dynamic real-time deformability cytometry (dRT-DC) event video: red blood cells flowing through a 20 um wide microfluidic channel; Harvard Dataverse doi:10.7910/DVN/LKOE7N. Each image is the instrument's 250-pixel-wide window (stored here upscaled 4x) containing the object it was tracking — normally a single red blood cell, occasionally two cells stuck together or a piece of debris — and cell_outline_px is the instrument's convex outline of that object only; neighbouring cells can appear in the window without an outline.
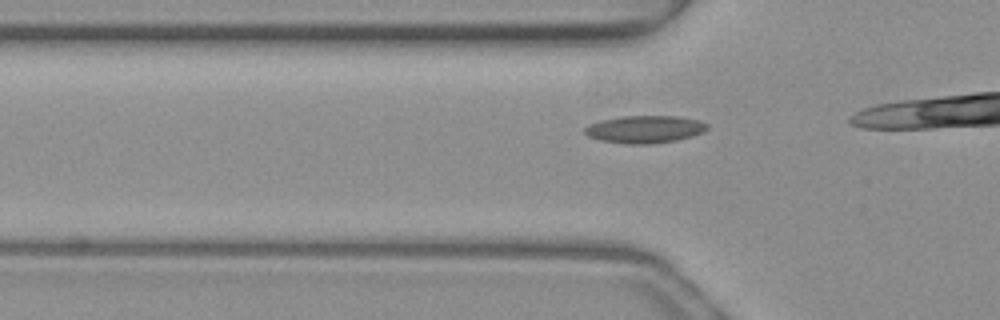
{"species": "common noctule bat (a hibernating species)", "species_latin": "Nyctalus noctula", "temperature_condition": "warm", "stored_images_in_passage": 12, "camera_frame_rate_fps": 3000, "um_per_image_px": 0.085, "animal": {"sex": "female", "body_mass_g": 19.3, "forearm_length_mm": 54.1}, "frame": {"image": 1, "passage_image": 7, "time_ms": 2.0, "image_size_px": [1000, 320], "cell_outline_px": [[708, 128], [704, 132], [692, 136], [676, 140], [648, 144], [624, 144], [600, 140], [588, 136], [584, 132], [584, 128], [588, 124], [600, 120], [620, 116], [676, 116], [700, 120], [708, 124]], "centroid_in_image_um": [54.79, 10.98], "position_along_channel_um": 71.0, "area_um2": 19.77}}